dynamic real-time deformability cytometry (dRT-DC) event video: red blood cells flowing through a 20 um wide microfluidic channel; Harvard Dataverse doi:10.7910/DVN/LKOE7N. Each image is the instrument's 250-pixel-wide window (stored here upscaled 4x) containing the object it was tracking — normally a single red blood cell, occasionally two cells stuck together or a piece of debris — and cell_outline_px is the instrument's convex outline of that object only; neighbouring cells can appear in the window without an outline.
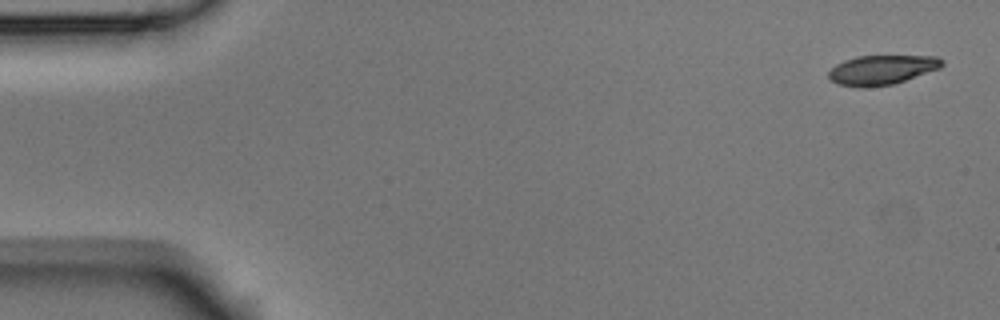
{"species": "Egyptian fruit bat (a non-hibernating species)", "species_latin": "Rousettus aegyptiacus", "temperature_condition": "room temperature", "stored_images_in_passage": 5, "camera_frame_rate_fps": 3000, "um_per_image_px": 0.085, "animal": {"sex": "male"}, "frame": {"image": 1, "passage_image": 1, "time_ms": 0.0, "image_size_px": [1000, 320], "cell_outline_px": [[944, 64], [940, 68], [892, 84], [840, 84], [832, 80], [828, 76], [828, 72], [836, 64], [844, 60], [856, 56], [936, 56], [944, 60]], "centroid_in_image_um": [75.01, 5.87], "position_along_channel_um": 10.0, "area_um2": 18.55}}
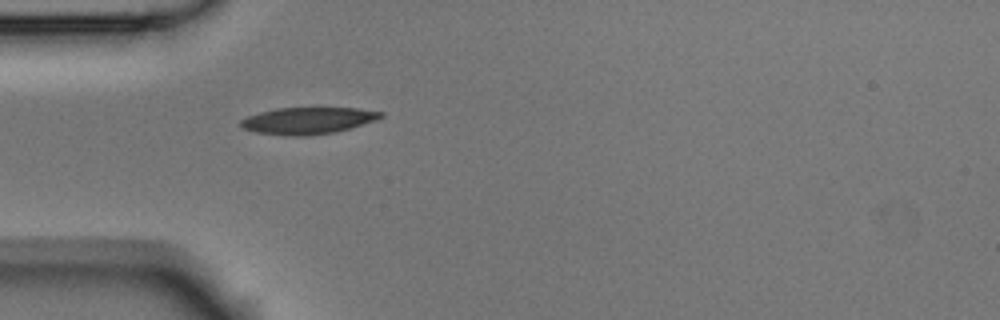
{"frame": {"image": 2, "passage_image": 5, "time_ms": 1.333, "image_size_px": [1000, 320], "cell_outline_px": [[384, 116], [376, 120], [336, 132], [304, 136], [288, 136], [256, 132], [244, 128], [240, 124], [240, 120], [248, 116], [260, 112], [276, 108], [356, 108], [384, 112]], "centroid_in_image_um": [26.18, 10.25], "position_along_channel_um": 58.8, "area_um2": 21.73}}